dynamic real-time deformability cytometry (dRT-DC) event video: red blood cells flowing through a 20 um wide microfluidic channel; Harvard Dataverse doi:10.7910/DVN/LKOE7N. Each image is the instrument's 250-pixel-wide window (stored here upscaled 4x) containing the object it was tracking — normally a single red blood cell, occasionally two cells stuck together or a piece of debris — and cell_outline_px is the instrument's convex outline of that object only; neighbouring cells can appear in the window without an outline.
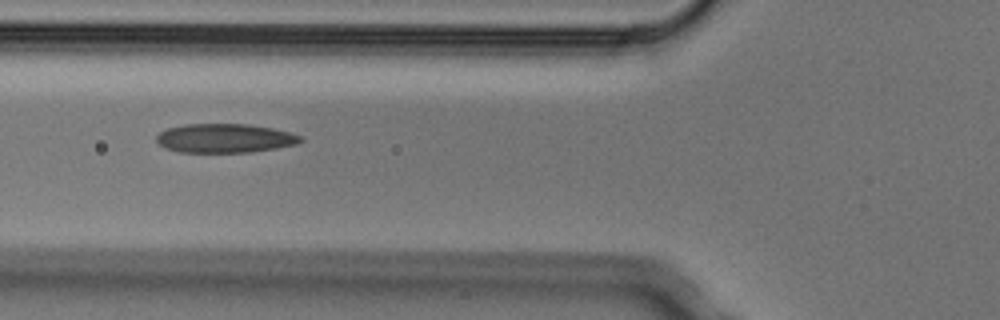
{"species": "Egyptian fruit bat (a non-hibernating species)", "species_latin": "Rousettus aegyptiacus", "temperature_condition": "cold", "stored_images_in_passage": 3, "camera_frame_rate_fps": 3000, "um_per_image_px": 0.085, "animal": {"sex": "male"}, "frame": {"image": 1, "passage_image": 2, "time_ms": 0.333, "image_size_px": [1000, 320], "cell_outline_px": [[304, 140], [296, 144], [276, 148], [252, 152], [180, 152], [164, 148], [156, 140], [156, 136], [160, 132], [168, 128], [184, 124], [248, 124], [272, 128], [304, 136]], "centroid_in_image_um": [19.12, 11.75], "position_along_channel_um": 106.7, "area_um2": 24.39}}
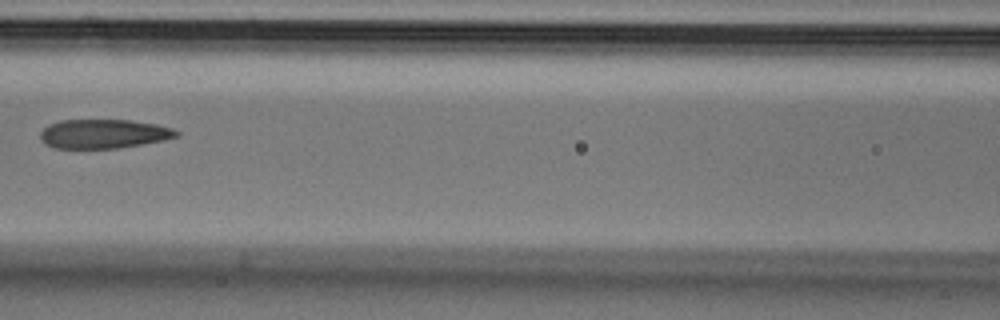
{"frame": {"image": 2, "passage_image": 3, "time_ms": 0.667, "image_size_px": [1000, 320], "cell_outline_px": [[180, 136], [164, 140], [144, 144], [120, 148], [56, 148], [44, 144], [40, 140], [40, 132], [48, 124], [60, 120], [128, 120], [156, 124], [172, 128], [180, 132]], "centroid_in_image_um": [8.81, 11.38], "position_along_channel_um": 157.8, "area_um2": 23.29}}